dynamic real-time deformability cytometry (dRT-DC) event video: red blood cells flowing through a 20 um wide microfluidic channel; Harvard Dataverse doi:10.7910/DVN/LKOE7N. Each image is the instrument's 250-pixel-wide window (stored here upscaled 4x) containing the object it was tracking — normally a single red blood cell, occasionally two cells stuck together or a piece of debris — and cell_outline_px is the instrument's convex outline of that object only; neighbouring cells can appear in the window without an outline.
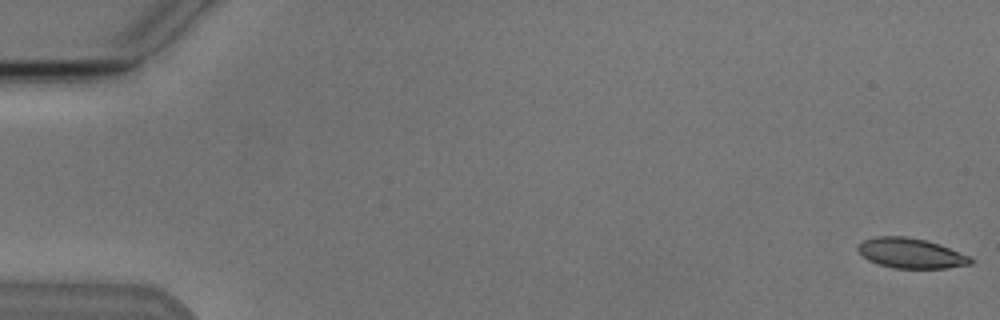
{"species": "Egyptian fruit bat (a non-hibernating species)", "species_latin": "Rousettus aegyptiacus", "temperature_condition": "cold", "stored_images_in_passage": 8, "camera_frame_rate_fps": 3000, "um_per_image_px": 0.085, "animal": {"sex": "male"}, "frame": {"image": 1, "passage_image": 1, "time_ms": 0.0, "image_size_px": [1000, 320], "cell_outline_px": [[976, 260], [972, 264], [944, 268], [892, 268], [868, 260], [856, 248], [864, 240], [876, 236], [904, 236], [928, 240], [940, 244], [968, 256]], "centroid_in_image_um": [77.45, 21.52], "position_along_channel_um": 7.6, "area_um2": 19.65}}
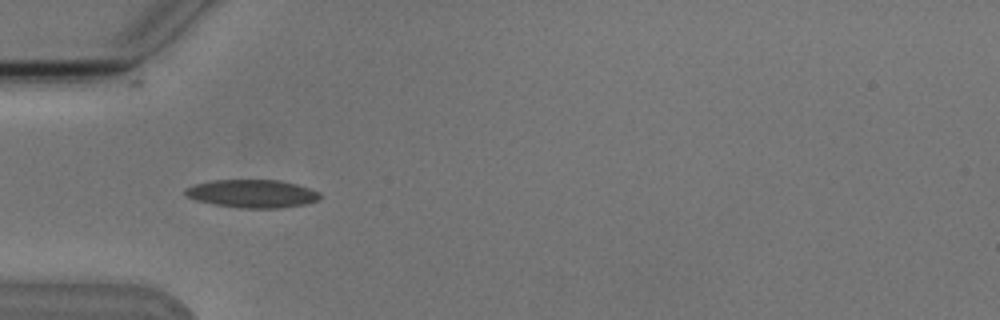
{"frame": {"image": 2, "passage_image": 6, "time_ms": 5.667, "image_size_px": [1000, 320], "cell_outline_px": [[320, 200], [304, 204], [280, 208], [240, 208], [212, 204], [196, 200], [184, 196], [184, 188], [192, 184], [212, 180], [280, 180], [296, 184], [320, 192]], "centroid_in_image_um": [21.39, 16.46], "position_along_channel_um": 63.6, "area_um2": 22.25}}
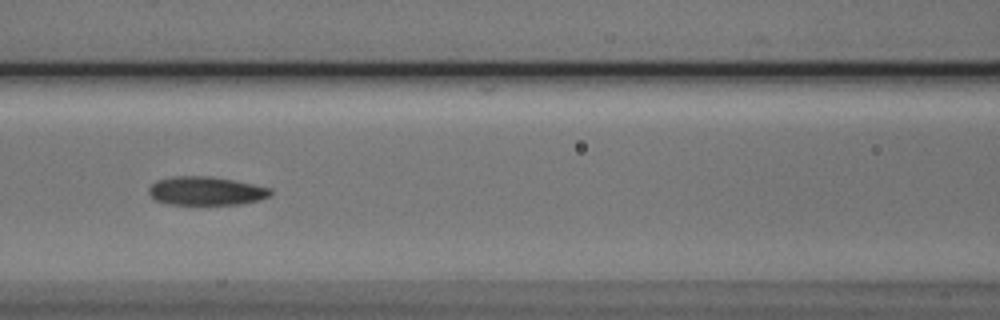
{"frame": {"image": 3, "passage_image": 8, "time_ms": 8.0, "image_size_px": [1000, 320], "cell_outline_px": [[272, 196], [260, 200], [240, 204], [168, 204], [156, 200], [148, 192], [148, 188], [156, 180], [172, 176], [212, 176], [236, 180], [272, 188]], "centroid_in_image_um": [17.55, 16.22], "position_along_channel_um": 149.0, "area_um2": 20.52}}